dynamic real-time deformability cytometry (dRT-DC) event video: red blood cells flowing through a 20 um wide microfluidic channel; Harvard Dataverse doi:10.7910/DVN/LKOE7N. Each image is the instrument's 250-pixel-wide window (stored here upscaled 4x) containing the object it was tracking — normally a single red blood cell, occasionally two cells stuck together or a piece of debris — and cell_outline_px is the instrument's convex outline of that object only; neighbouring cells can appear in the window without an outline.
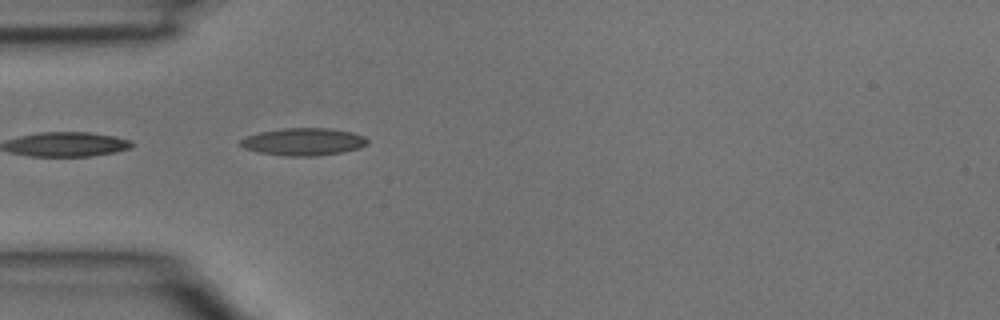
{"species": "common noctule bat (a hibernating species)", "species_latin": "Nyctalus noctula", "temperature_condition": "room temperature", "stored_images_in_passage": 3, "camera_frame_rate_fps": 3000, "um_per_image_px": 0.085, "animal": {"sex": "male", "body_mass_g": 15.6}, "frame": {"image": 1, "passage_image": 3, "time_ms": 0.667, "image_size_px": [1000, 320], "cell_outline_px": [[368, 144], [360, 148], [344, 152], [316, 156], [292, 156], [260, 152], [244, 148], [240, 144], [240, 140], [248, 136], [260, 132], [284, 128], [328, 128], [352, 132], [364, 136], [368, 140]], "centroid_in_image_um": [25.85, 12.04], "position_along_channel_um": 59.2, "area_um2": 20.17}}